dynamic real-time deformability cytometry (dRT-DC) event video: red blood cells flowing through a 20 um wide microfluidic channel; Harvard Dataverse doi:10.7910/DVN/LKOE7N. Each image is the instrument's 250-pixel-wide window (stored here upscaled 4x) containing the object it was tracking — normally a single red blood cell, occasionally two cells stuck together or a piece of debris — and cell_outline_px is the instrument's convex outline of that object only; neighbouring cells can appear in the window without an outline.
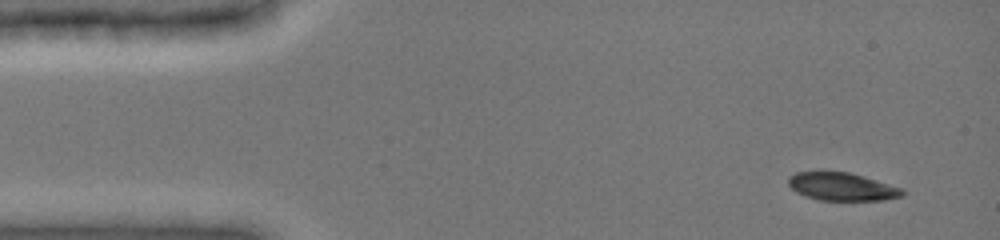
{"species": "common noctule bat (a hibernating species)", "species_latin": "Nyctalus noctula", "temperature_condition": "cold", "stored_images_in_passage": 4, "camera_frame_rate_fps": 3000, "um_per_image_px": 0.085, "animal": {"sex": "female", "body_mass_g": 19.0, "forearm_length_mm": 51.5}, "frame": {"image": 1, "passage_image": 1, "time_ms": 0.0, "image_size_px": [1000, 240], "cell_outline_px": [[904, 196], [884, 200], [820, 200], [804, 196], [796, 192], [788, 184], [788, 176], [796, 172], [848, 172], [900, 188], [904, 192]], "centroid_in_image_um": [71.51, 15.88], "position_along_channel_um": 13.5, "area_um2": 18.26}}
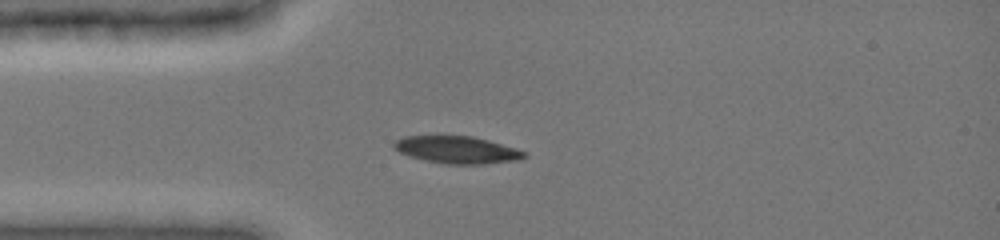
{"frame": {"image": 2, "passage_image": 4, "time_ms": 1.0, "image_size_px": [1000, 240], "cell_outline_px": [[528, 156], [516, 160], [484, 164], [444, 164], [412, 156], [400, 152], [392, 144], [396, 140], [404, 136], [472, 136], [488, 140], [516, 148], [528, 152]], "centroid_in_image_um": [38.91, 12.73], "position_along_channel_um": 46.1, "area_um2": 20.46}}